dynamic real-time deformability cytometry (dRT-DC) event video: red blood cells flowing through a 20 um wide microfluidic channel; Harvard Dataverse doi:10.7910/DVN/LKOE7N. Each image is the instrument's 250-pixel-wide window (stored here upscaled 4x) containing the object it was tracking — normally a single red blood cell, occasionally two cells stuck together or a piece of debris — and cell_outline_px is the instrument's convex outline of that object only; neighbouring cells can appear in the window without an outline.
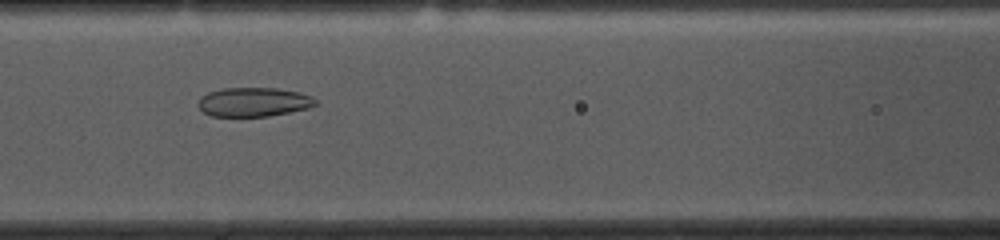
{"species": "common noctule bat (a hibernating species)", "species_latin": "Nyctalus noctula", "temperature_condition": "cold", "stored_images_in_passage": 41, "camera_frame_rate_fps": 3000, "um_per_image_px": 0.085, "animal": {"sex": "female", "body_mass_g": 10.0, "forearm_length_mm": 53.1}, "frame": {"image": 1, "passage_image": 9, "time_ms": 2.667, "image_size_px": [1000, 240], "cell_outline_px": [[320, 104], [308, 108], [268, 116], [212, 116], [204, 112], [196, 104], [200, 96], [208, 92], [224, 88], [276, 88], [300, 92], [312, 96]], "centroid_in_image_um": [21.57, 8.66], "position_along_channel_um": 145.0, "area_um2": 20.0}}
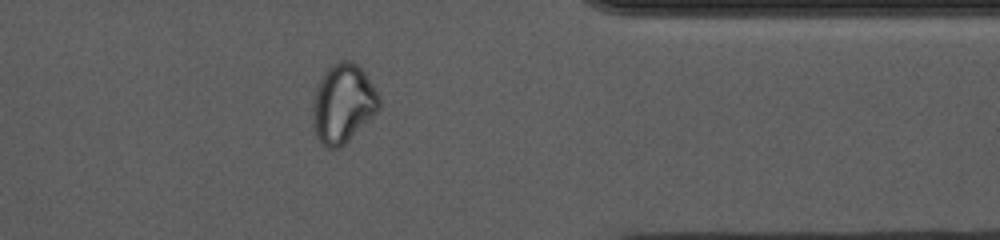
{"frame": {"image": 2, "passage_image": 30, "time_ms": 9.667, "image_size_px": [1000, 240], "cell_outline_px": [[380, 108], [340, 148], [324, 148], [316, 140], [312, 120], [312, 100], [316, 88], [324, 72], [332, 64], [340, 60], [348, 60], [356, 64], [364, 72], [380, 96]], "centroid_in_image_um": [29.11, 8.82], "position_along_channel_um": 382.3, "area_um2": 30.63}}
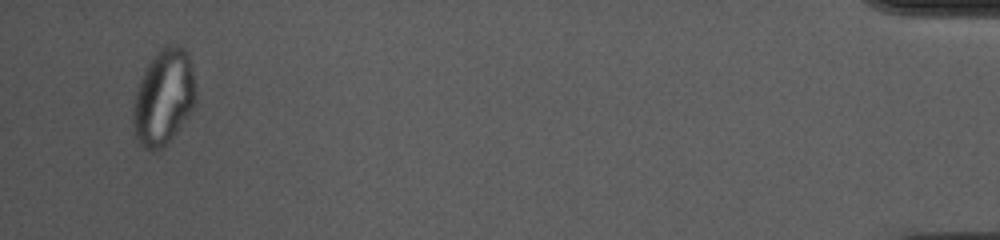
{"frame": {"image": 3, "passage_image": 39, "time_ms": 12.667, "image_size_px": [1000, 240], "cell_outline_px": [[196, 100], [188, 116], [172, 136], [160, 148], [152, 152], [144, 148], [140, 144], [136, 136], [132, 120], [132, 112], [136, 92], [144, 68], [160, 48], [164, 44], [176, 44], [184, 48], [188, 52]], "centroid_in_image_um": [13.88, 8.23], "position_along_channel_um": 421.3, "area_um2": 34.51}, "authors_computed_cell_mechanics": {"area_um2": 23.8136, "velocity_mm_per_s": 3.6158, "shape_relaxation_time_tau1_ms": null, "shape_relaxation_time_tau2_ms": 2.2817, "deformation_change_tau1": null, "deformation_change_tau2": 0.0848}}